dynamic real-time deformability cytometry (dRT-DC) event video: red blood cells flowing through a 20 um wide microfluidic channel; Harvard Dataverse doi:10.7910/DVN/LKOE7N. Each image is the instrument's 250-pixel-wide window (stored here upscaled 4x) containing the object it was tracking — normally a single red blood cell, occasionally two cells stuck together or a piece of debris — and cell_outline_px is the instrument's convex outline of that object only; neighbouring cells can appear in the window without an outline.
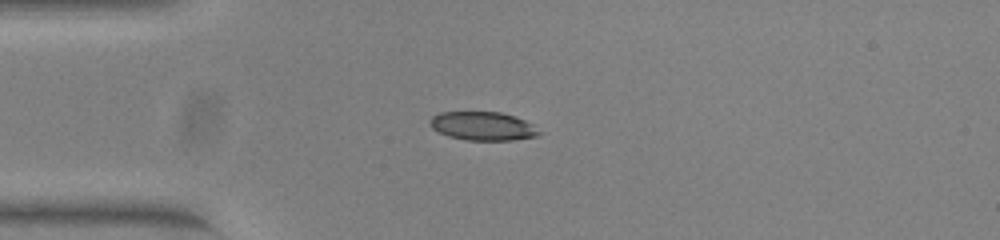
{"species": "common noctule bat (a hibernating species)", "species_latin": "Nyctalus noctula", "temperature_condition": "warm", "stored_images_in_passage": 40, "camera_frame_rate_fps": 3000, "um_per_image_px": 0.085, "animal": {"sex": "female", "body_mass_g": 23.0, "forearm_length_mm": 53.4}, "frame": {"image": 1, "passage_image": 1, "time_ms": 0.0, "image_size_px": [1000, 240], "cell_outline_px": [[540, 136], [512, 140], [468, 140], [448, 136], [432, 128], [428, 124], [432, 116], [440, 112], [500, 112], [516, 116], [532, 124], [540, 132]], "centroid_in_image_um": [41.04, 10.71], "position_along_channel_um": 44.0, "area_um2": 18.21}}
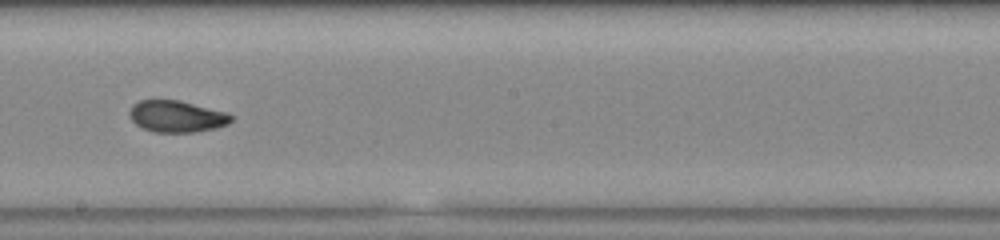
{"frame": {"image": 2, "passage_image": 17, "time_ms": 5.333, "image_size_px": [1000, 240], "cell_outline_px": [[232, 120], [228, 124], [216, 128], [192, 132], [156, 132], [144, 128], [136, 124], [132, 120], [128, 112], [132, 104], [140, 100], [180, 100], [228, 112], [232, 116]], "centroid_in_image_um": [15.03, 9.88], "position_along_channel_um": 233.2, "area_um2": 18.79}}
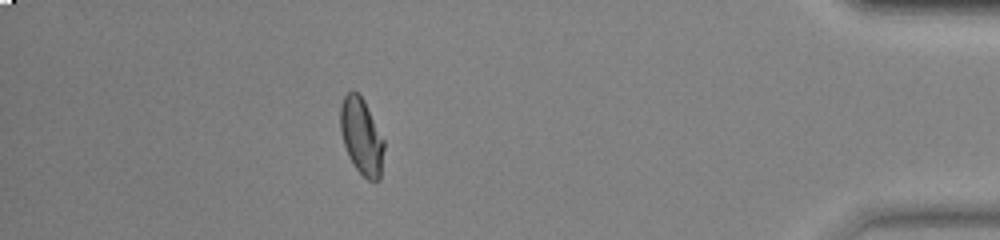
{"frame": {"image": 3, "passage_image": 34, "time_ms": 11.0, "image_size_px": [1000, 240], "cell_outline_px": [[384, 148], [380, 180], [368, 180], [356, 168], [344, 144], [340, 132], [340, 108], [344, 96], [348, 92], [356, 92], [364, 100], [384, 140]], "centroid_in_image_um": [30.73, 11.59], "position_along_channel_um": 404.5, "area_um2": 19.07}, "authors_computed_cell_mechanics": {"area_um2": 19.2185, "velocity_mm_per_s": 3.9117, "shape_relaxation_time_tau1_ms": null, "shape_relaxation_time_tau2_ms": 1.3678, "deformation_change_tau1": null, "deformation_change_tau2": 0.0515}}